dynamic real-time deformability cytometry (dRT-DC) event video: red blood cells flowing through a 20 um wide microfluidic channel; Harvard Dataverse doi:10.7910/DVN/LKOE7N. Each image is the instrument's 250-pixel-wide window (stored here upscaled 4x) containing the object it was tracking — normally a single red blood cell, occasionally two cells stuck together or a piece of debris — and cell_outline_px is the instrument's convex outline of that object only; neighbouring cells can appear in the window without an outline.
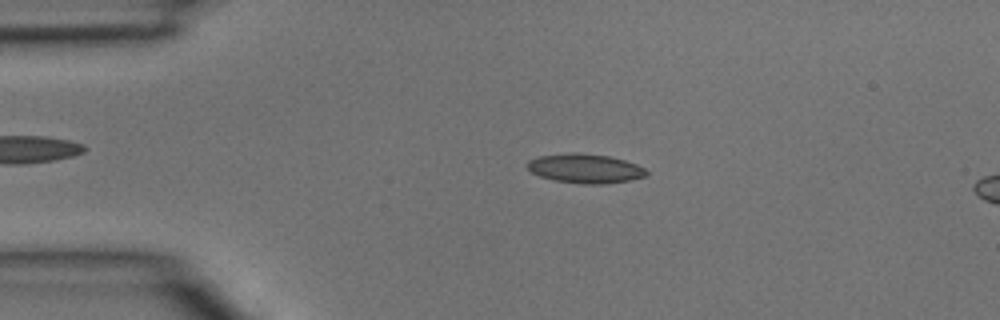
{"species": "common noctule bat (a hibernating species)", "species_latin": "Nyctalus noctula", "temperature_condition": "room temperature", "stored_images_in_passage": 3, "camera_frame_rate_fps": 3000, "um_per_image_px": 0.085, "animal": {"sex": "male", "body_mass_g": 15.6}, "frame": {"image": 1, "passage_image": 2, "time_ms": 0.333, "image_size_px": [1000, 320], "cell_outline_px": [[648, 172], [644, 176], [632, 180], [600, 184], [584, 184], [556, 180], [540, 176], [532, 172], [528, 168], [528, 160], [540, 156], [572, 152], [576, 152], [608, 156], [624, 160], [636, 164], [644, 168]], "centroid_in_image_um": [49.75, 14.31], "position_along_channel_um": 35.3, "area_um2": 20.06}}